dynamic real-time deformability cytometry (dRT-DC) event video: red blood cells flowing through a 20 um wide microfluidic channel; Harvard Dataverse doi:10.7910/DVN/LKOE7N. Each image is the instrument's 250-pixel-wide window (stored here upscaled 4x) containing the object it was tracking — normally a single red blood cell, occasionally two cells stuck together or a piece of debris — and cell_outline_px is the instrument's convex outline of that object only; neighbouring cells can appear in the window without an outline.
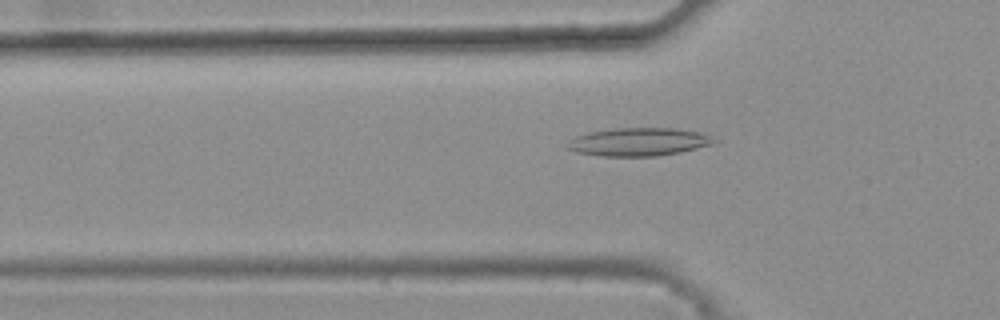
{"species": "common noctule bat (a hibernating species)", "species_latin": "Nyctalus noctula", "temperature_condition": "warm", "stored_images_in_passage": 42, "camera_frame_rate_fps": 3000, "um_per_image_px": 0.085, "animal": {"sex": "female", "body_mass_g": 25.1}, "frame": {"image": 1, "passage_image": 12, "time_ms": 3.667, "image_size_px": [1000, 320], "cell_outline_px": [[716, 140], [712, 144], [680, 152], [656, 156], [600, 156], [576, 152], [564, 148], [564, 144], [568, 140], [576, 136], [588, 132], [612, 128], [676, 128], [700, 132], [712, 136]], "centroid_in_image_um": [54.22, 12.05], "position_along_channel_um": 71.6, "area_um2": 24.28}}
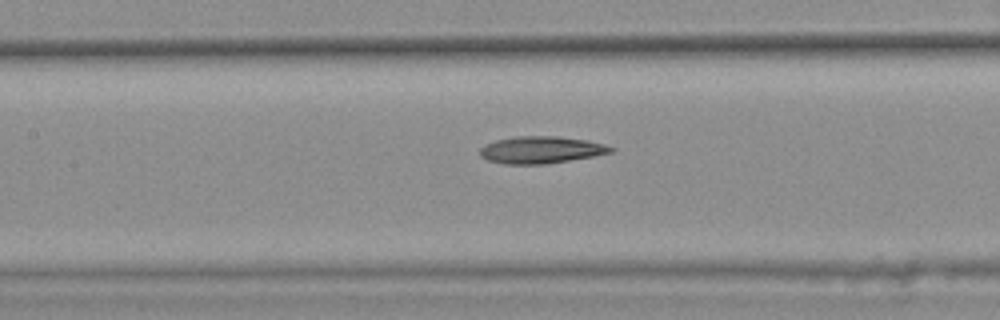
{"frame": {"image": 2, "passage_image": 19, "time_ms": 6.0, "image_size_px": [1000, 320], "cell_outline_px": [[616, 148], [612, 152], [596, 156], [544, 164], [504, 164], [488, 160], [480, 156], [480, 148], [484, 144], [496, 140], [516, 136], [556, 136], [588, 140], [604, 144]], "centroid_in_image_um": [46.0, 12.73], "position_along_channel_um": 161.4, "area_um2": 20.75}}
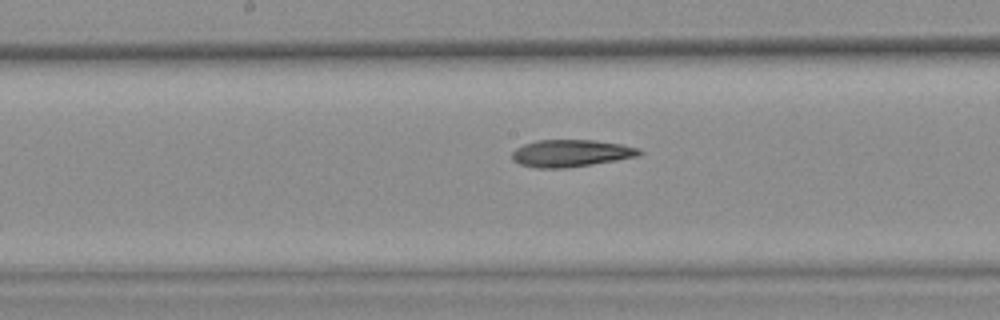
{"frame": {"image": 3, "passage_image": 22, "time_ms": 7.0, "image_size_px": [1000, 320], "cell_outline_px": [[644, 152], [640, 156], [592, 164], [564, 168], [536, 168], [520, 164], [512, 160], [512, 152], [516, 148], [524, 144], [536, 140], [596, 140], [620, 144], [640, 148]], "centroid_in_image_um": [48.54, 13.02], "position_along_channel_um": 199.7, "area_um2": 20.23}, "authors_computed_cell_mechanics": {"area_um2": 20.5479, "velocity_mm_per_s": 3.8348, "shape_relaxation_time_tau1_ms": null, "shape_relaxation_time_tau2_ms": 9.8547, "deformation_change_tau1": null, "deformation_change_tau2": 0.2343}}